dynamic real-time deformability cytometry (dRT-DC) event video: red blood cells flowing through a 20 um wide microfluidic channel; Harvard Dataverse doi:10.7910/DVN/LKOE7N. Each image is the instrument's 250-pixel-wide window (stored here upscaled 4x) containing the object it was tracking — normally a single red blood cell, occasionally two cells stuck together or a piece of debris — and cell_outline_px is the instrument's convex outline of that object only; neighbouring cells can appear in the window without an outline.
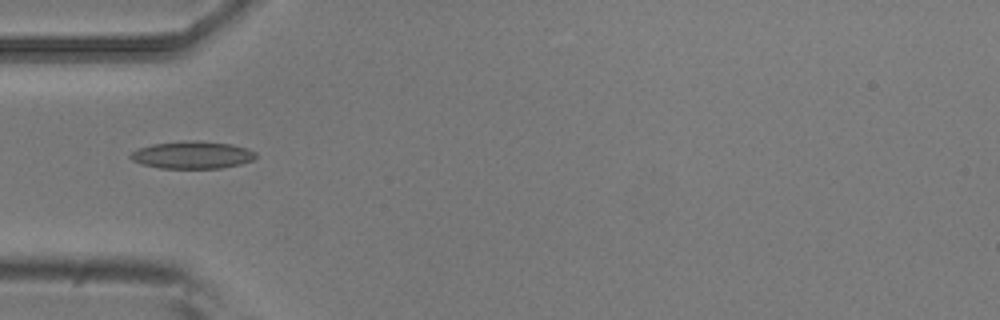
{"species": "common noctule bat (a hibernating species)", "species_latin": "Nyctalus noctula", "temperature_condition": "room temperature", "stored_images_in_passage": 3, "camera_frame_rate_fps": 3000, "um_per_image_px": 0.085, "animal": {"sex": "male", "body_mass_g": 20.5, "forearm_length_mm": 52.5}, "frame": {"image": 1, "passage_image": 1, "time_ms": 0.0, "image_size_px": [1000, 320], "cell_outline_px": [[256, 156], [252, 160], [240, 164], [220, 168], [160, 168], [144, 164], [132, 160], [128, 156], [132, 152], [140, 148], [152, 144], [180, 140], [196, 140], [232, 144], [248, 148], [256, 152]], "centroid_in_image_um": [16.36, 13.15], "position_along_channel_um": 68.6, "area_um2": 20.06}}
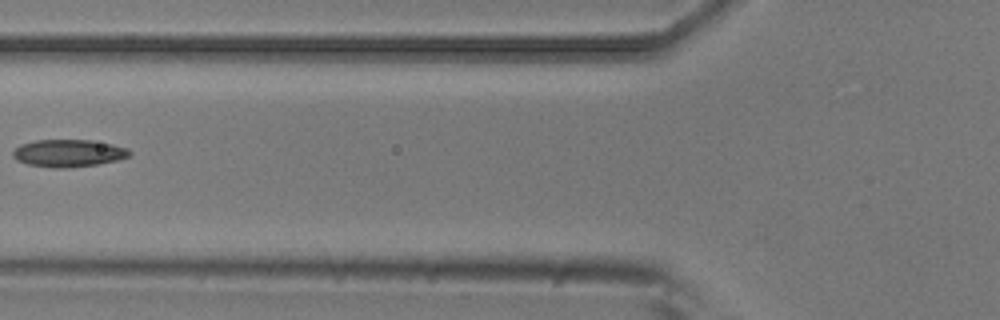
{"frame": {"image": 2, "passage_image": 2, "time_ms": 0.333, "image_size_px": [1000, 320], "cell_outline_px": [[132, 152], [128, 156], [116, 160], [96, 164], [64, 168], [52, 168], [28, 164], [16, 160], [12, 156], [12, 152], [20, 144], [36, 140], [92, 140], [112, 144], [128, 148]], "centroid_in_image_um": [5.79, 13.01], "position_along_channel_um": 120.0, "area_um2": 18.55}}
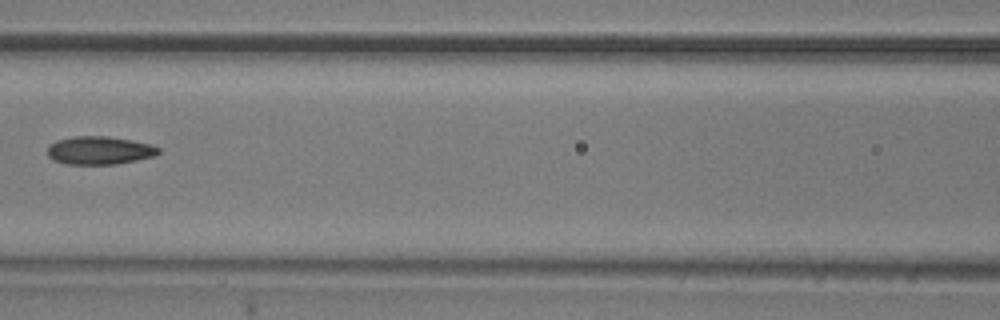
{"frame": {"image": 3, "passage_image": 3, "time_ms": 0.667, "image_size_px": [1000, 320], "cell_outline_px": [[160, 152], [156, 156], [116, 164], [68, 164], [52, 160], [48, 156], [48, 144], [56, 140], [76, 136], [108, 136], [132, 140], [152, 144], [160, 148]], "centroid_in_image_um": [8.47, 12.78], "position_along_channel_um": 158.1, "area_um2": 18.38}}